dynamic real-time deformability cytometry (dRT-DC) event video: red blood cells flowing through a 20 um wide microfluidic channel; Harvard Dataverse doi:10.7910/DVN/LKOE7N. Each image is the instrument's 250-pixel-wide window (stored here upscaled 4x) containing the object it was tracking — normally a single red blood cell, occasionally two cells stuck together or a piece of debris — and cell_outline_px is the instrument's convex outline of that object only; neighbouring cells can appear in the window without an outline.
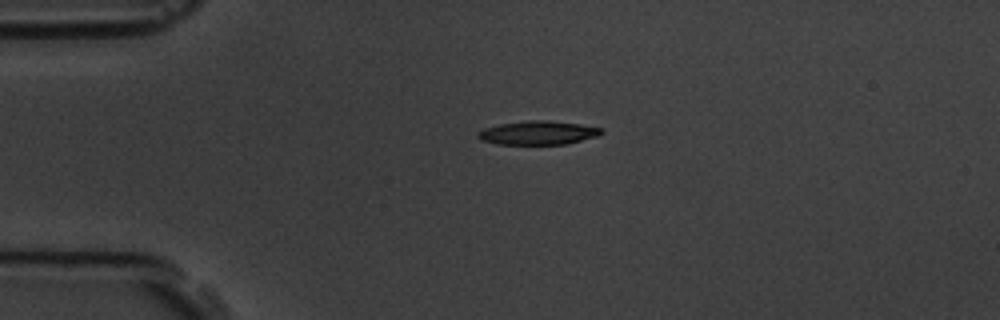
{"species": "common noctule bat (a hibernating species)", "species_latin": "Nyctalus noctula", "temperature_condition": "room temperature", "stored_images_in_passage": 3, "camera_frame_rate_fps": 3000, "um_per_image_px": 0.085, "animal": {"sex": "male", "body_mass_g": 19.5, "forearm_length_mm": 54.6}, "frame": {"image": 1, "passage_image": 1, "time_ms": 0.0, "image_size_px": [1000, 320], "cell_outline_px": [[604, 132], [596, 136], [568, 144], [496, 144], [480, 140], [476, 136], [476, 132], [484, 128], [500, 124], [528, 120], [548, 120], [580, 124], [604, 128]], "centroid_in_image_um": [45.72, 11.28], "position_along_channel_um": 39.3, "area_um2": 17.22}}
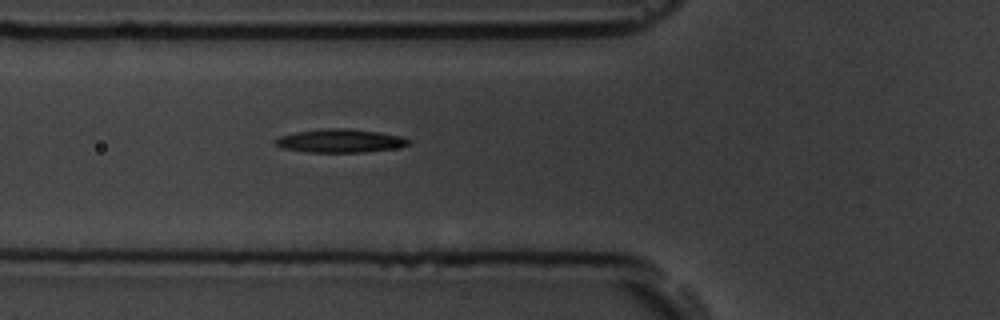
{"frame": {"image": 2, "passage_image": 3, "time_ms": 2.333, "image_size_px": [1000, 320], "cell_outline_px": [[412, 140], [408, 144], [396, 148], [364, 152], [308, 152], [284, 148], [276, 144], [272, 140], [280, 136], [296, 132], [324, 128], [348, 128], [380, 132], [400, 136]], "centroid_in_image_um": [28.92, 11.96], "position_along_channel_um": 96.9, "area_um2": 18.15}}